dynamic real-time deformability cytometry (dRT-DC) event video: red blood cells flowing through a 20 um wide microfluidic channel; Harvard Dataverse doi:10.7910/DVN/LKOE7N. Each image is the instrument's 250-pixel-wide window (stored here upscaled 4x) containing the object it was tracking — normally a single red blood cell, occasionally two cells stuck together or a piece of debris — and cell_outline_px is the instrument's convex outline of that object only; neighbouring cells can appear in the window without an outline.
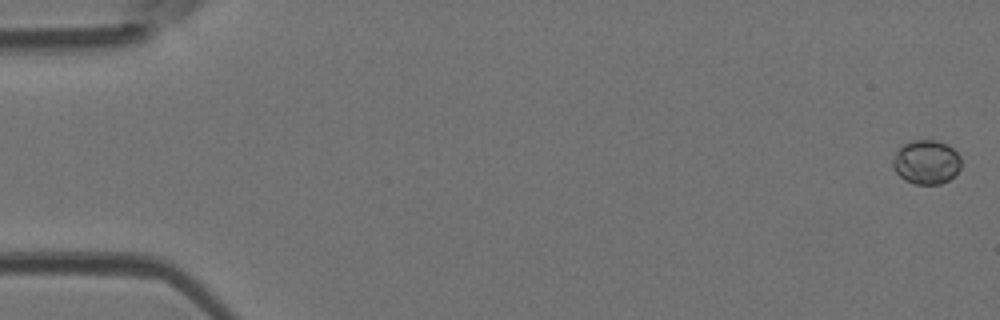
{"species": "Egyptian fruit bat (a non-hibernating species)", "species_latin": "Rousettus aegyptiacus", "temperature_condition": "room temperature", "stored_images_in_passage": 5, "camera_frame_rate_fps": 3000, "um_per_image_px": 0.085, "animal": {"sex": "female"}, "frame": {"image": 1, "passage_image": 1, "time_ms": 0.0, "image_size_px": [1000, 320], "cell_outline_px": [[960, 168], [948, 180], [940, 184], [916, 184], [904, 180], [892, 168], [892, 160], [896, 148], [900, 144], [912, 140], [940, 140], [948, 144], [960, 156]], "centroid_in_image_um": [78.69, 13.75], "position_along_channel_um": 6.3, "area_um2": 17.86}}
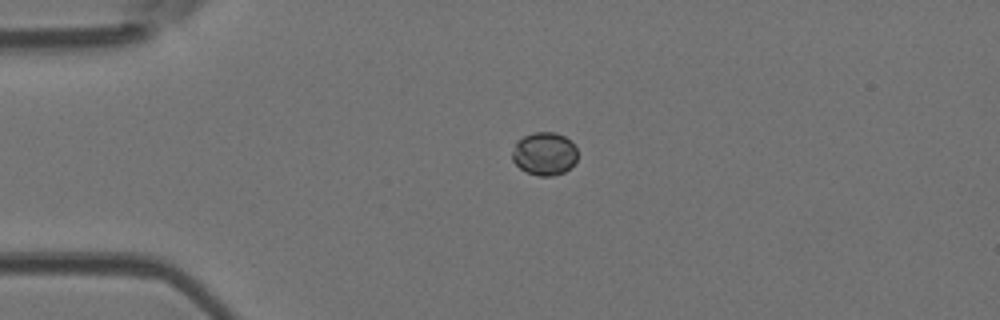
{"frame": {"image": 2, "passage_image": 4, "time_ms": 1.0, "image_size_px": [1000, 320], "cell_outline_px": [[576, 160], [564, 172], [552, 176], [540, 176], [528, 172], [520, 168], [512, 160], [512, 152], [516, 144], [524, 136], [532, 132], [556, 132], [564, 136], [576, 148]], "centroid_in_image_um": [46.26, 13.06], "position_along_channel_um": 38.7, "area_um2": 16.07}}